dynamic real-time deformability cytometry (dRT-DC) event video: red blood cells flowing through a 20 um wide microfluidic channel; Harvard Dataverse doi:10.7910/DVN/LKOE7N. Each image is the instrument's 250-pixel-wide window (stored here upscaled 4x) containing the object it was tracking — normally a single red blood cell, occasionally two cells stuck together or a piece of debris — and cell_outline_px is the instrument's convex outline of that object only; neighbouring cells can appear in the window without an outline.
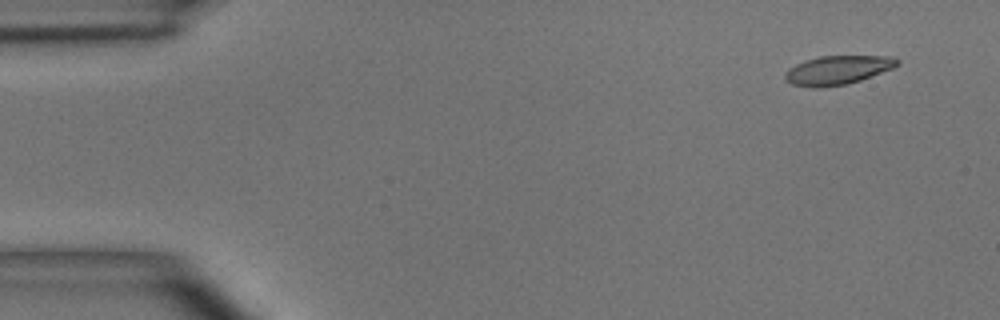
{"species": "common noctule bat (a hibernating species)", "species_latin": "Nyctalus noctula", "temperature_condition": "room temperature", "stored_images_in_passage": 4, "camera_frame_rate_fps": 3000, "um_per_image_px": 0.085, "animal": {"sex": "male", "body_mass_g": 15.6}, "frame": {"image": 1, "passage_image": 1, "time_ms": 0.0, "image_size_px": [1000, 320], "cell_outline_px": [[900, 64], [892, 68], [860, 80], [848, 84], [816, 88], [812, 88], [792, 84], [784, 80], [784, 72], [788, 68], [796, 64], [820, 56], [892, 56], [900, 60]], "centroid_in_image_um": [71.18, 5.96], "position_along_channel_um": 13.8, "area_um2": 18.9}}
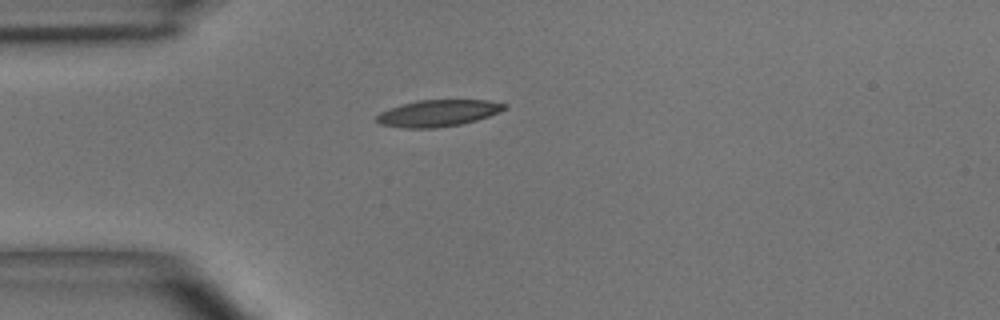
{"frame": {"image": 2, "passage_image": 4, "time_ms": 3.333, "image_size_px": [1000, 320], "cell_outline_px": [[508, 108], [500, 112], [476, 120], [460, 124], [436, 128], [404, 128], [380, 124], [376, 120], [376, 116], [380, 112], [416, 100], [488, 100], [508, 104]], "centroid_in_image_um": [37.28, 9.61], "position_along_channel_um": 47.7, "area_um2": 19.77}}